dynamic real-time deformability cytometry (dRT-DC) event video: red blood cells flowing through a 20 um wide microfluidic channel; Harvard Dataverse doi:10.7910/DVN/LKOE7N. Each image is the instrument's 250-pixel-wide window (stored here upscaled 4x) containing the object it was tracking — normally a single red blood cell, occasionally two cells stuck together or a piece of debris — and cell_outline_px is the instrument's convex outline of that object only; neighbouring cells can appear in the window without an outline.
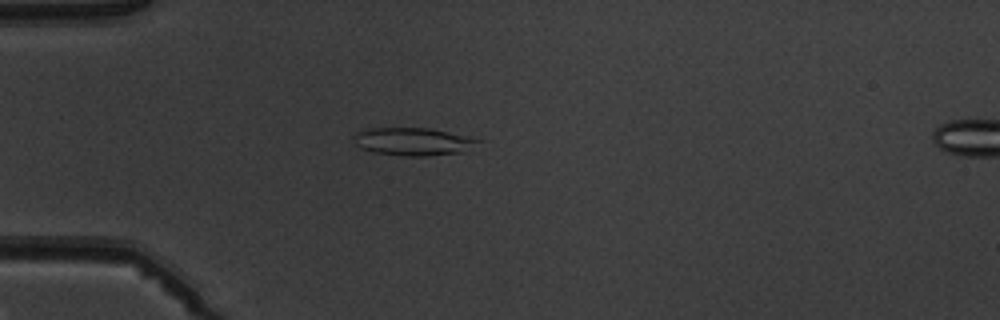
{"species": "common noctule bat (a hibernating species)", "species_latin": "Nyctalus noctula", "temperature_condition": "warm", "stored_images_in_passage": 4, "camera_frame_rate_fps": 3000, "um_per_image_px": 0.085, "animal": {"sex": "male", "body_mass_g": 19.5, "forearm_length_mm": 54.6}, "frame": {"image": 1, "passage_image": 3, "time_ms": 2.333, "image_size_px": [1000, 320], "cell_outline_px": [[484, 140], [460, 152], [428, 156], [404, 156], [372, 152], [360, 148], [352, 140], [352, 136], [360, 128], [428, 128], [468, 136]], "centroid_in_image_um": [35.02, 12.02], "position_along_channel_um": 50.0, "area_um2": 20.29}}